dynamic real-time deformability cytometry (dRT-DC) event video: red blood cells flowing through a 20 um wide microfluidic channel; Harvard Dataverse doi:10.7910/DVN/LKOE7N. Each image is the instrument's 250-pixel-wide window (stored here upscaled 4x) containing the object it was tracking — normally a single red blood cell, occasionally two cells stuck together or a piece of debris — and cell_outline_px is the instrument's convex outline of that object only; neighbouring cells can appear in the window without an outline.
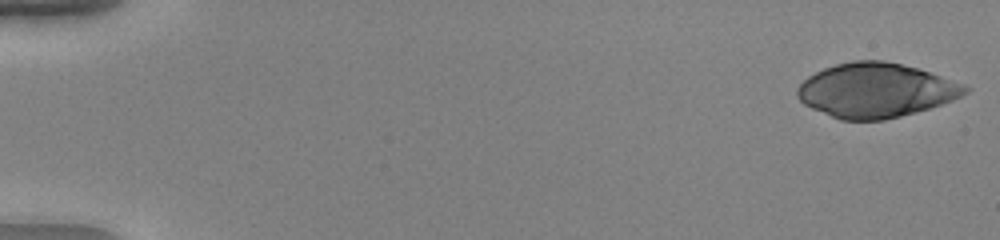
{"species": "human", "species_latin": "Homo sapiens", "temperature_condition": "warm", "stored_images_in_passage": 52, "camera_frame_rate_fps": 3000, "um_per_image_px": 0.085, "donor": {"sex": "female"}, "frame": {"image": 1, "passage_image": 1, "time_ms": 0.0, "image_size_px": [1000, 240], "cell_outline_px": [[972, 88], [968, 92], [952, 100], [916, 112], [884, 120], [840, 120], [812, 108], [804, 104], [796, 96], [796, 88], [808, 76], [824, 68], [836, 64], [852, 60], [884, 60], [916, 68], [964, 84]], "centroid_in_image_um": [74.42, 7.67], "position_along_channel_um": 10.6, "area_um2": 52.89}}
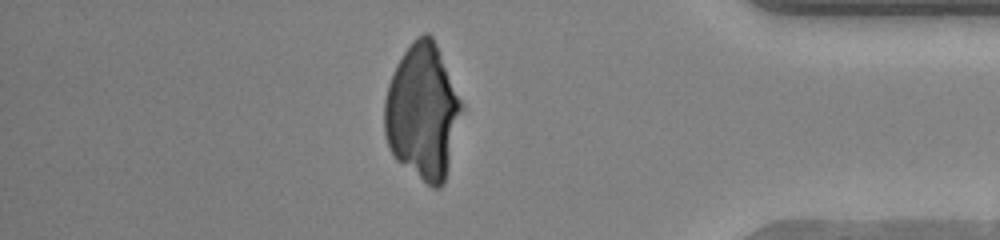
{"frame": {"image": 2, "passage_image": 45, "time_ms": 14.667, "image_size_px": [1000, 240], "cell_outline_px": [[464, 108], [444, 184], [440, 188], [432, 188], [396, 160], [388, 148], [384, 132], [384, 100], [388, 84], [396, 64], [412, 40], [416, 36], [424, 32], [428, 32], [432, 36], [436, 44], [464, 104]], "centroid_in_image_um": [35.93, 9.51], "position_along_channel_um": 399.3, "area_um2": 61.5}}
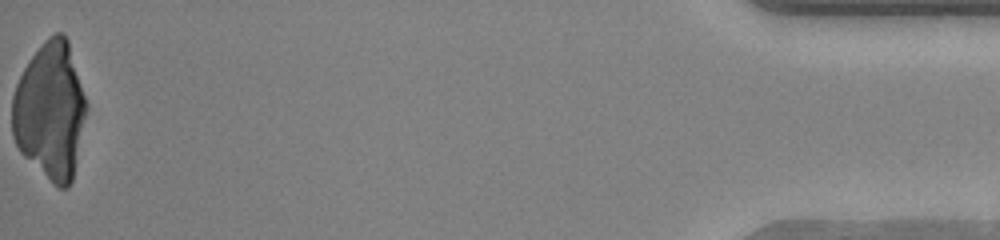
{"frame": {"image": 3, "passage_image": 52, "time_ms": 17.0, "image_size_px": [1000, 240], "cell_outline_px": [[88, 108], [72, 180], [68, 188], [60, 188], [52, 184], [20, 152], [12, 136], [12, 96], [16, 84], [28, 60], [44, 40], [48, 36], [56, 32], [64, 32], [68, 40], [88, 104]], "centroid_in_image_um": [4.28, 9.41], "position_along_channel_um": 430.9, "area_um2": 59.77}}